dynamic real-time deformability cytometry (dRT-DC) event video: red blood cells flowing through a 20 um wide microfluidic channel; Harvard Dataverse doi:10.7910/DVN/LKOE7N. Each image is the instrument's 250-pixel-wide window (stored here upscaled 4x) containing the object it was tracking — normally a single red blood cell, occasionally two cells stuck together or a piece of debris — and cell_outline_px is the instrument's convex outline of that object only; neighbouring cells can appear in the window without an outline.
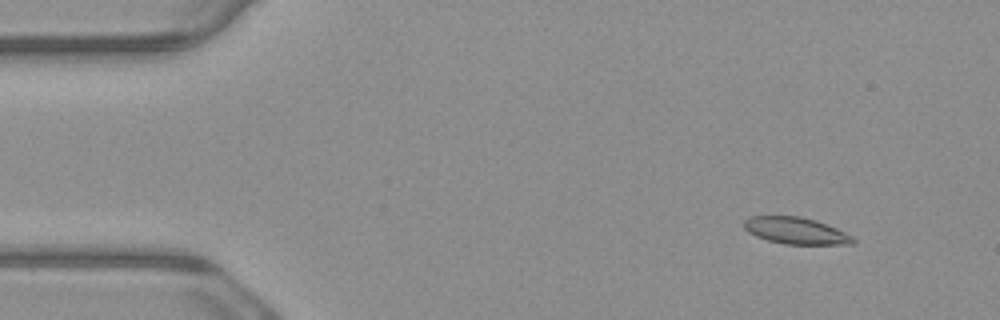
{"species": "common noctule bat (a hibernating species)", "species_latin": "Nyctalus noctula", "temperature_condition": "warm", "stored_images_in_passage": 10, "camera_frame_rate_fps": 3000, "um_per_image_px": 0.085, "animal": {"sex": "male", "body_mass_g": 23.1, "forearm_length_mm": 52.7}, "frame": {"image": 1, "passage_image": 2, "time_ms": 0.333, "image_size_px": [1000, 320], "cell_outline_px": [[856, 240], [852, 244], [784, 244], [768, 240], [756, 236], [748, 232], [744, 228], [744, 220], [748, 216], [800, 216], [816, 220], [836, 228], [852, 236]], "centroid_in_image_um": [67.62, 19.6], "position_along_channel_um": 17.4, "area_um2": 16.94}}
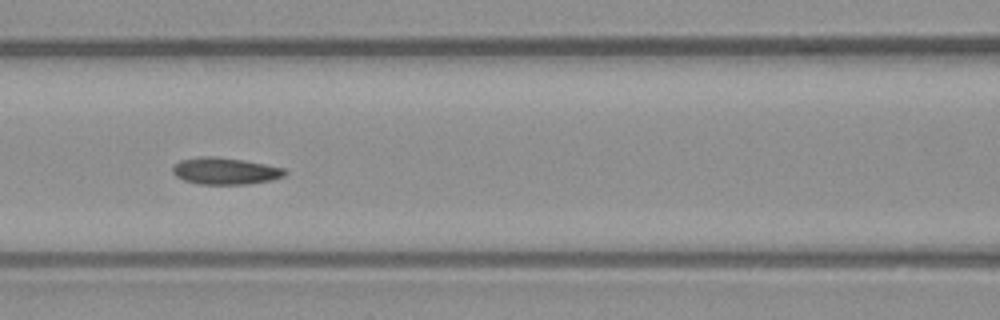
{"frame": {"image": 2, "passage_image": 7, "time_ms": 2.0, "image_size_px": [1000, 320], "cell_outline_px": [[288, 172], [284, 176], [272, 180], [248, 184], [200, 184], [184, 180], [176, 176], [172, 172], [172, 164], [180, 160], [200, 156], [216, 156], [244, 160], [284, 168]], "centroid_in_image_um": [19.12, 14.53], "position_along_channel_um": 147.5, "area_um2": 17.69}}
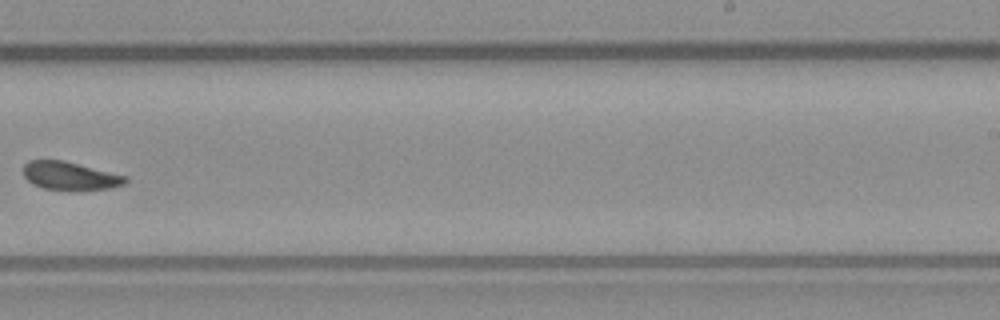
{"frame": {"image": 3, "passage_image": 10, "time_ms": 3.0, "image_size_px": [1000, 320], "cell_outline_px": [[128, 180], [124, 184], [108, 188], [44, 188], [32, 184], [24, 176], [24, 164], [28, 160], [64, 160], [128, 176]], "centroid_in_image_um": [5.94, 14.9], "position_along_channel_um": 283.1, "area_um2": 16.24}}